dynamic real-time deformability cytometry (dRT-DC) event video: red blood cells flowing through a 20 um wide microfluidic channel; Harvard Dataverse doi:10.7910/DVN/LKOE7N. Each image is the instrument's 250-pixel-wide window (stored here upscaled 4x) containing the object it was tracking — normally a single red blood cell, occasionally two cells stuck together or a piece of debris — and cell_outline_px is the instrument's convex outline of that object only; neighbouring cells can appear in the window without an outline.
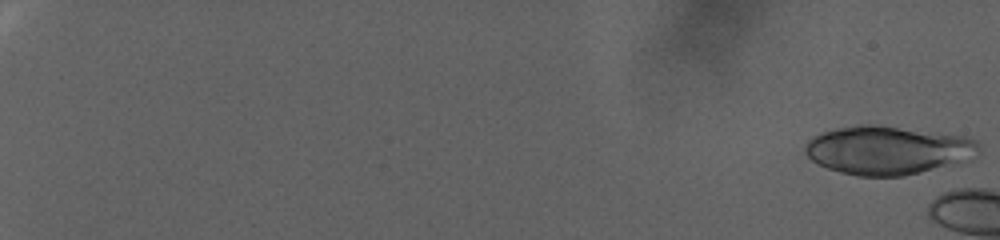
{"species": "human", "species_latin": "Homo sapiens", "temperature_condition": "warm", "stored_images_in_passage": 13, "camera_frame_rate_fps": 3000, "um_per_image_px": 0.085, "donor": {"sex": "female"}, "frame": {"image": 1, "passage_image": 1, "time_ms": 0.0, "image_size_px": [1000, 240], "cell_outline_px": [[980, 152], [972, 160], [904, 176], [856, 176], [840, 172], [816, 164], [804, 152], [804, 148], [808, 140], [812, 136], [836, 128], [856, 124], [876, 124], [964, 136], [976, 140], [980, 144]], "centroid_in_image_um": [75.48, 12.76], "position_along_channel_um": 9.5, "area_um2": 49.65}}